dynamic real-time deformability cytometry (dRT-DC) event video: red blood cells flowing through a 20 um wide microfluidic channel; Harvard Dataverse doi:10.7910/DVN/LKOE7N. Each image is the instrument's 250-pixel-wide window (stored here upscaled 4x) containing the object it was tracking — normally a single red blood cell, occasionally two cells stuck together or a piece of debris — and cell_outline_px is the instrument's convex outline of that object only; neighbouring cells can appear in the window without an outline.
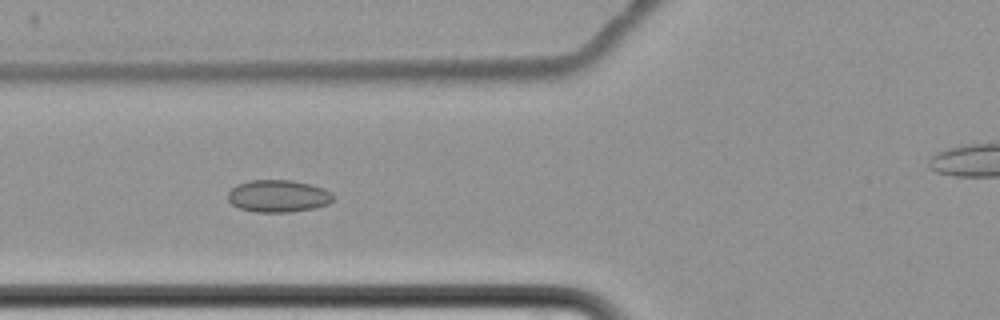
{"species": "common noctule bat (a hibernating species)", "species_latin": "Nyctalus noctula", "temperature_condition": "cold", "stored_images_in_passage": 7, "camera_frame_rate_fps": 3000, "um_per_image_px": 0.085, "animal": {"sex": "female", "body_mass_g": 22.7, "forearm_length_mm": 54.2}, "frame": {"image": 1, "passage_image": 7, "time_ms": 7.333, "image_size_px": [1000, 320], "cell_outline_px": [[332, 200], [328, 204], [316, 208], [288, 212], [256, 212], [240, 208], [232, 204], [228, 200], [228, 192], [236, 184], [248, 180], [292, 180], [324, 188], [332, 192]], "centroid_in_image_um": [23.63, 16.66], "position_along_channel_um": 102.2, "area_um2": 19.83}}